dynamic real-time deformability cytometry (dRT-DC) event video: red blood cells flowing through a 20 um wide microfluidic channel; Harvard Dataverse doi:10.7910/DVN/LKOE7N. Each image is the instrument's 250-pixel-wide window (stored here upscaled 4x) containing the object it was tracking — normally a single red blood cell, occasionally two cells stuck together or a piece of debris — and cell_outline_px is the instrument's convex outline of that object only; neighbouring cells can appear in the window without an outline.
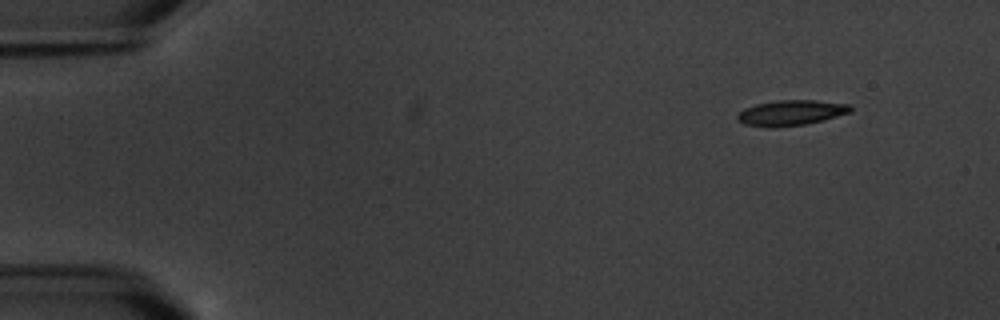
{"species": "common noctule bat (a hibernating species)", "species_latin": "Nyctalus noctula", "temperature_condition": "warm", "stored_images_in_passage": 11, "camera_frame_rate_fps": 3000, "um_per_image_px": 0.085, "animal": {"sex": "male", "body_mass_g": 20.1, "forearm_length_mm": 53.5}, "frame": {"image": 1, "passage_image": 1, "time_ms": 0.0, "image_size_px": [1000, 320], "cell_outline_px": [[852, 112], [804, 124], [772, 128], [744, 124], [736, 116], [744, 108], [756, 104], [776, 100], [816, 100], [852, 104]], "centroid_in_image_um": [67.25, 9.57], "position_along_channel_um": 17.7, "area_um2": 16.65}}
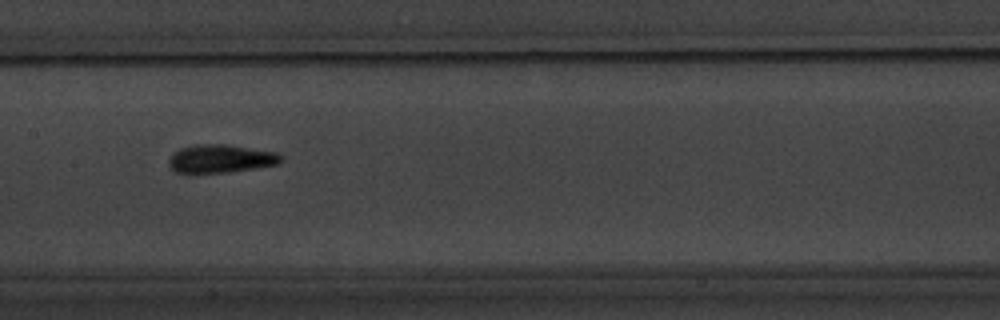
{"frame": {"image": 2, "passage_image": 8, "time_ms": 8.0, "image_size_px": [1000, 320], "cell_outline_px": [[284, 160], [280, 164], [228, 172], [176, 172], [168, 164], [168, 160], [180, 148], [196, 144], [228, 144], [276, 152]], "centroid_in_image_um": [18.8, 13.47], "position_along_channel_um": 188.6, "area_um2": 18.26}}
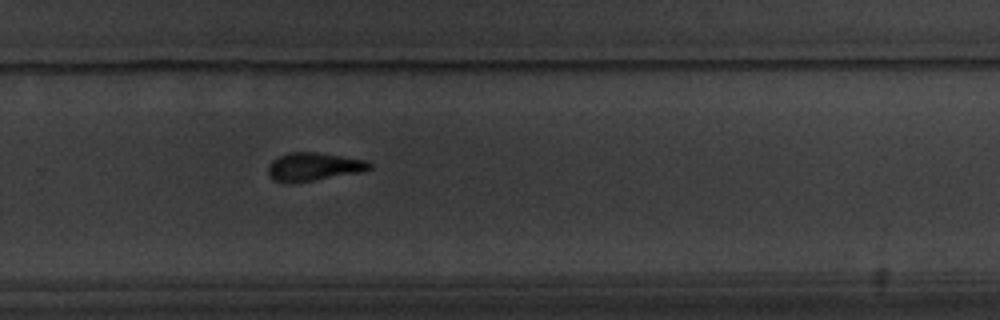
{"frame": {"image": 3, "passage_image": 11, "time_ms": 11.333, "image_size_px": [1000, 320], "cell_outline_px": [[372, 168], [364, 172], [292, 184], [284, 184], [272, 180], [268, 176], [268, 164], [272, 160], [288, 152], [316, 152], [368, 160], [372, 164]], "centroid_in_image_um": [26.65, 14.2], "position_along_channel_um": 303.1, "area_um2": 17.22}}